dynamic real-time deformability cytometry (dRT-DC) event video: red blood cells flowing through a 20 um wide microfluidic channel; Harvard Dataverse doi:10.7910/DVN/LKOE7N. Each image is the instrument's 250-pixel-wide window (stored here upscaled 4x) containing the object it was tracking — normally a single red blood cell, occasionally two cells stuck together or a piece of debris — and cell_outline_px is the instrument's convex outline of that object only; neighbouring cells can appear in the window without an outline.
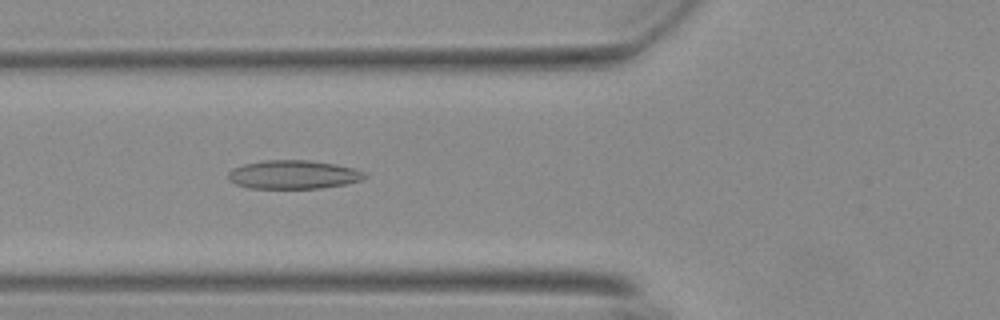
{"species": "Egyptian fruit bat (a non-hibernating species)", "species_latin": "Rousettus aegyptiacus", "temperature_condition": "warm", "stored_images_in_passage": 42, "camera_frame_rate_fps": 3000, "um_per_image_px": 0.085, "animal": {"sex": "female"}, "frame": {"image": 1, "passage_image": 11, "time_ms": 3.333, "image_size_px": [1000, 320], "cell_outline_px": [[368, 176], [360, 180], [344, 184], [320, 188], [248, 188], [236, 184], [228, 176], [228, 172], [232, 168], [244, 164], [260, 160], [308, 160], [336, 164], [352, 168], [364, 172]], "centroid_in_image_um": [24.92, 14.83], "position_along_channel_um": 100.9, "area_um2": 22.66}}
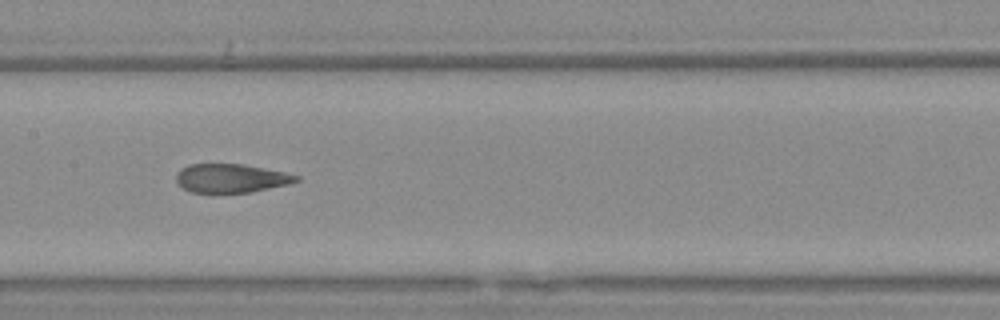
{"frame": {"image": 2, "passage_image": 18, "time_ms": 5.667, "image_size_px": [1000, 320], "cell_outline_px": [[300, 180], [288, 184], [252, 192], [192, 192], [184, 188], [176, 180], [176, 176], [180, 168], [188, 164], [244, 164], [284, 172], [300, 176]], "centroid_in_image_um": [19.65, 15.14], "position_along_channel_um": 187.7, "area_um2": 19.94}}
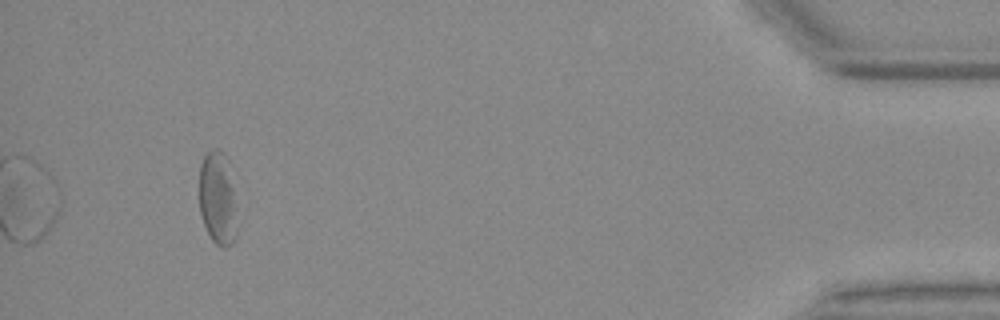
{"frame": {"image": 3, "passage_image": 42, "time_ms": 13.667, "image_size_px": [1000, 320], "cell_outline_px": [[236, 236], [232, 244], [224, 248], [216, 244], [212, 240], [204, 224], [200, 212], [200, 164], [204, 156], [212, 148], [220, 148], [224, 152], [228, 160], [232, 188], [236, 232]], "centroid_in_image_um": [18.48, 16.83], "position_along_channel_um": 416.7, "area_um2": 20.17}, "authors_computed_cell_mechanics": {"area_um2": 21.7906, "velocity_mm_per_s": 3.7126, "shape_relaxation_time_tau1_ms": null, "shape_relaxation_time_tau2_ms": 2.1471, "deformation_change_tau1": null, "deformation_change_tau2": 0.1052}}